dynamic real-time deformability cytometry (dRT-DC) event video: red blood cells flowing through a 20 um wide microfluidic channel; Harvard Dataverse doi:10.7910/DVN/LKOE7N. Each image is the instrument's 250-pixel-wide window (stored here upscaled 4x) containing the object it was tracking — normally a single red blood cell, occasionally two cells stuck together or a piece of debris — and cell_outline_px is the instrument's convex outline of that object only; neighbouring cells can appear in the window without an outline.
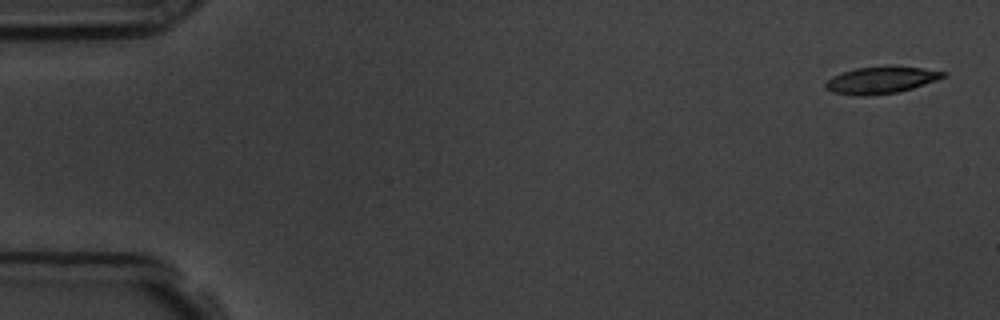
{"species": "common noctule bat (a hibernating species)", "species_latin": "Nyctalus noctula", "temperature_condition": "room temperature", "stored_images_in_passage": 57, "camera_frame_rate_fps": 3000, "um_per_image_px": 0.085, "animal": {"sex": "male", "body_mass_g": 19.5, "forearm_length_mm": 54.6}, "frame": {"image": 1, "passage_image": 2, "time_ms": 0.333, "image_size_px": [1000, 320], "cell_outline_px": [[948, 72], [944, 76], [936, 80], [912, 88], [896, 92], [864, 96], [856, 96], [832, 92], [824, 88], [824, 84], [832, 76], [856, 68], [888, 64], [920, 68]], "centroid_in_image_um": [74.85, 6.78], "position_along_channel_um": 10.1, "area_um2": 18.61}}
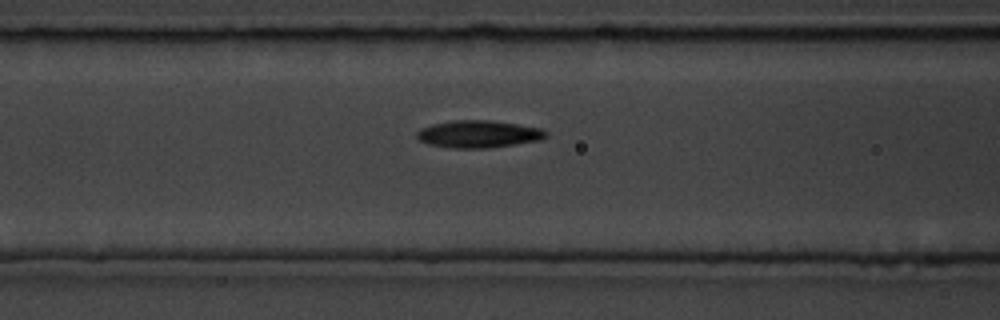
{"frame": {"image": 2, "passage_image": 23, "time_ms": 7.333, "image_size_px": [1000, 320], "cell_outline_px": [[548, 136], [540, 140], [488, 148], [452, 148], [428, 144], [420, 140], [416, 136], [416, 132], [420, 128], [432, 124], [456, 120], [492, 120], [540, 128], [548, 132]], "centroid_in_image_um": [40.66, 11.39], "position_along_channel_um": 125.9, "area_um2": 20.52}}
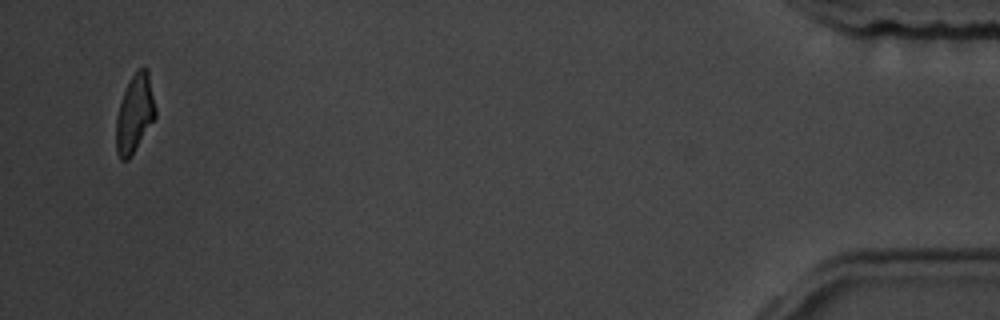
{"frame": {"image": 3, "passage_image": 55, "time_ms": 18.0, "image_size_px": [1000, 320], "cell_outline_px": [[156, 116], [128, 160], [120, 160], [116, 152], [116, 116], [124, 92], [132, 76], [144, 64], [148, 68], [156, 108]], "centroid_in_image_um": [11.46, 9.64], "position_along_channel_um": 423.7, "area_um2": 17.74}, "authors_computed_cell_mechanics": {"area_um2": 19.2474, "velocity_mm_per_s": 3.5855, "shape_relaxation_time_tau1_ms": null, "shape_relaxation_time_tau2_ms": 8.698, "deformation_change_tau1": null, "deformation_change_tau2": 0.1924}}